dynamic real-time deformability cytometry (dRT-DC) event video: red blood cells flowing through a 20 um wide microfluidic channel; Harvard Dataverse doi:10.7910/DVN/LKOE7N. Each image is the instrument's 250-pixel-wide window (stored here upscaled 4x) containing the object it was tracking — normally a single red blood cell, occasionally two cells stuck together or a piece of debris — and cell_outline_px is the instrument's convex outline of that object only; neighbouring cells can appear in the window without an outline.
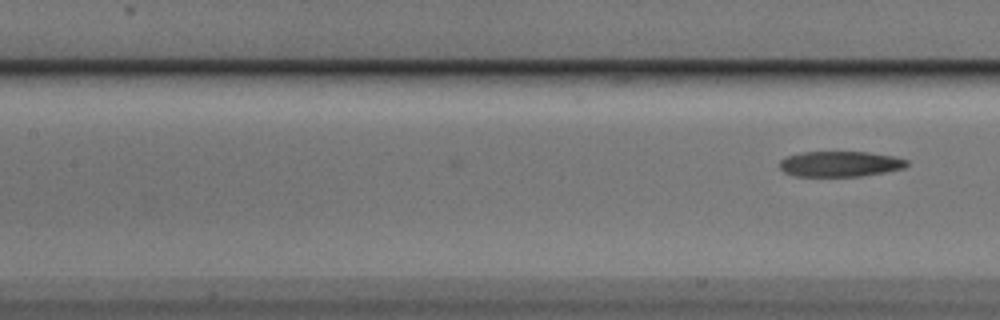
{"species": "Egyptian fruit bat (a non-hibernating species)", "species_latin": "Rousettus aegyptiacus", "temperature_condition": "cold", "stored_images_in_passage": 10, "camera_frame_rate_fps": 3000, "um_per_image_px": 0.085, "animal": {"sex": "male"}, "frame": {"image": 1, "passage_image": 10, "time_ms": 3.0, "image_size_px": [1000, 320], "cell_outline_px": [[908, 164], [904, 168], [884, 172], [860, 176], [796, 176], [784, 172], [780, 168], [780, 160], [788, 156], [800, 152], [868, 152], [892, 156], [908, 160]], "centroid_in_image_um": [71.4, 13.93], "position_along_channel_um": 136.0, "area_um2": 18.79}}